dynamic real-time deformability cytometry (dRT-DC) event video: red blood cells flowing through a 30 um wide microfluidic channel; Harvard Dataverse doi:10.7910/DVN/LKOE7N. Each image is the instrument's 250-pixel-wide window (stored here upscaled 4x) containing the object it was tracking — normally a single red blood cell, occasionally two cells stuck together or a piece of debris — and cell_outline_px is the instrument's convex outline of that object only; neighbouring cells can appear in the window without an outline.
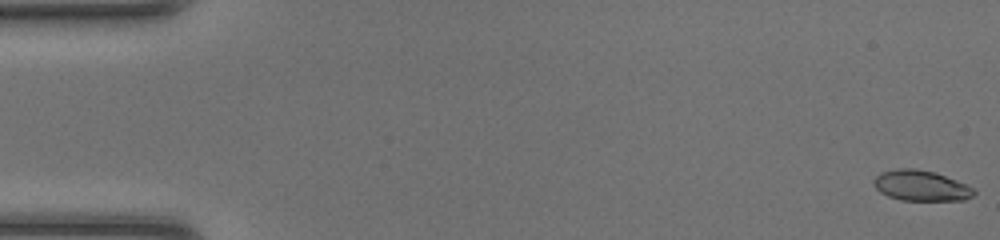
{"species": "common noctule bat (a hibernating species)", "species_latin": "Nyctalus noctula", "temperature_condition": "room temperature", "stored_images_in_passage": 48, "camera_frame_rate_fps": 3000, "um_per_image_px": 0.085, "animal": {"sex": "female", "body_mass_g": 20.0, "forearm_length_mm": 54.0}, "frame": {"image": 1, "passage_image": 1, "time_ms": 0.0, "image_size_px": [1000, 240], "cell_outline_px": [[976, 192], [972, 196], [964, 200], [900, 200], [888, 196], [880, 192], [872, 184], [872, 180], [880, 172], [896, 168], [916, 168], [936, 172], [968, 184]], "centroid_in_image_um": [78.26, 15.76], "position_along_channel_um": 6.7, "area_um2": 18.09}}
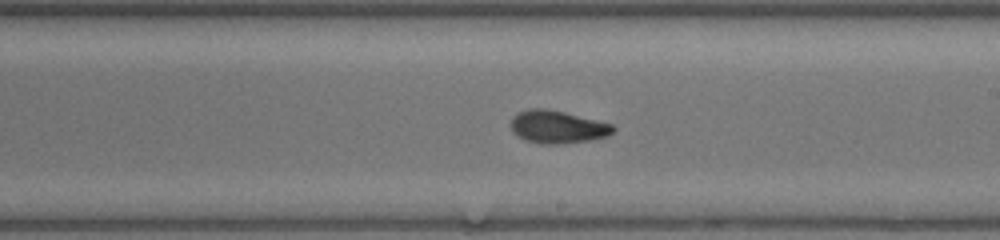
{"frame": {"image": 2, "passage_image": 28, "time_ms": 9.0, "image_size_px": [1000, 240], "cell_outline_px": [[616, 128], [608, 136], [588, 140], [556, 144], [540, 144], [516, 136], [512, 132], [512, 116], [516, 112], [528, 108], [544, 108], [564, 112], [612, 124]], "centroid_in_image_um": [47.35, 10.77], "position_along_channel_um": 241.7, "area_um2": 19.42}}
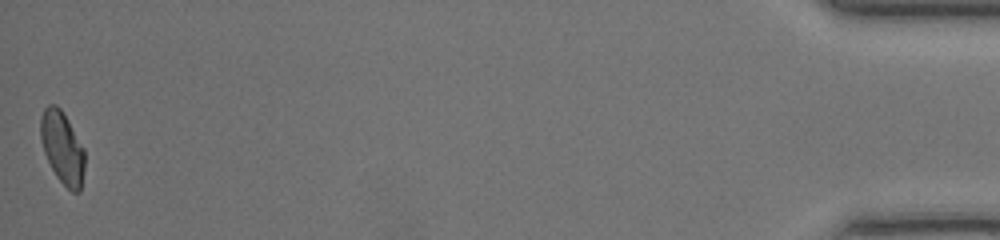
{"frame": {"image": 3, "passage_image": 48, "time_ms": 15.667, "image_size_px": [1000, 240], "cell_outline_px": [[84, 168], [80, 192], [72, 192], [56, 176], [44, 152], [40, 136], [40, 116], [44, 108], [48, 104], [56, 104], [60, 108], [84, 148]], "centroid_in_image_um": [5.28, 12.53], "position_along_channel_um": 429.9, "area_um2": 18.38}, "authors_computed_cell_mechanics": {"area_um2": 18.8139, "velocity_mm_per_s": 4.3386, "shape_relaxation_time_tau1_ms": 4.2321, "shape_relaxation_time_tau2_ms": 1.6034, "deformation_change_tau1": 0.1629, "deformation_change_tau2": 0.0696}}